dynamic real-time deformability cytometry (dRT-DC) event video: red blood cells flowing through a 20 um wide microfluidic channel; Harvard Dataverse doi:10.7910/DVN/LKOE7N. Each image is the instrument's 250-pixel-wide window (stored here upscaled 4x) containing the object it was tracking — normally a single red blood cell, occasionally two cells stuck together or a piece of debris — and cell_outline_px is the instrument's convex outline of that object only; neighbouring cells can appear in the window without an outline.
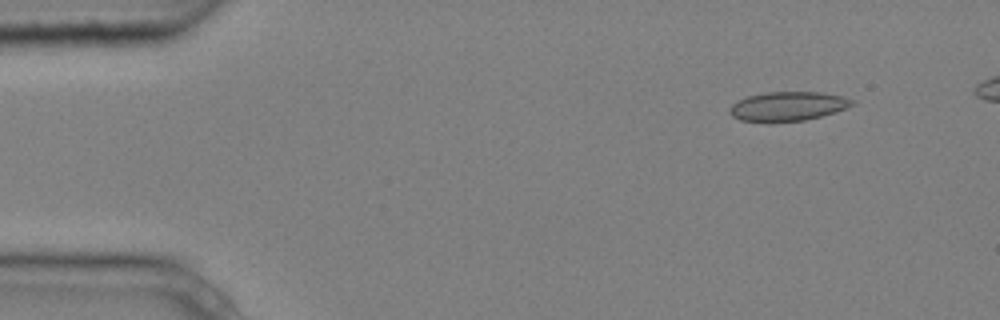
{"species": "common noctule bat (a hibernating species)", "species_latin": "Nyctalus noctula", "temperature_condition": "cold", "stored_images_in_passage": 6, "camera_frame_rate_fps": 3000, "um_per_image_px": 0.085, "animal": {"sex": "male", "body_mass_g": 20.4}, "frame": {"image": 1, "passage_image": 2, "time_ms": 0.333, "image_size_px": [1000, 320], "cell_outline_px": [[856, 104], [836, 112], [804, 120], [772, 124], [768, 124], [740, 120], [732, 116], [728, 112], [728, 108], [736, 100], [748, 96], [768, 92], [820, 92], [844, 96], [856, 100]], "centroid_in_image_um": [66.94, 9.06], "position_along_channel_um": 18.1, "area_um2": 21.56}}